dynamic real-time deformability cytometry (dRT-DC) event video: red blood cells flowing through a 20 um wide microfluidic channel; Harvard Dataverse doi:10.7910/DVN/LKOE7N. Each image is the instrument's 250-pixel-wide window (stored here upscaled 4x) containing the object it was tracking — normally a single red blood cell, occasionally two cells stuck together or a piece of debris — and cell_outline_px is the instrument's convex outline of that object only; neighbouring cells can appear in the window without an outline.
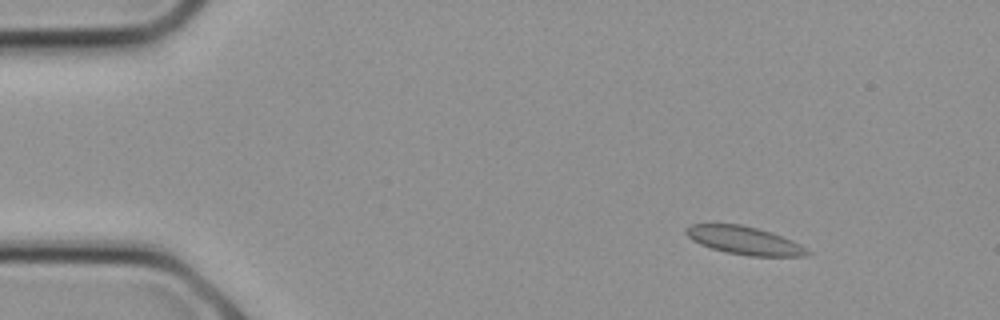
{"species": "common noctule bat (a hibernating species)", "species_latin": "Nyctalus noctula", "temperature_condition": "cold", "stored_images_in_passage": 16, "camera_frame_rate_fps": 3000, "um_per_image_px": 0.085, "animal": {"sex": "female", "body_mass_g": 21.9}, "frame": {"image": 1, "passage_image": 3, "time_ms": 0.667, "image_size_px": [1000, 320], "cell_outline_px": [[784, 240], [780, 256], [764, 256], [736, 252], [716, 248], [704, 244], [696, 240], [688, 232], [700, 224], [728, 224], [748, 228], [764, 232], [776, 236]], "centroid_in_image_um": [62.74, 20.35], "position_along_channel_um": 22.3, "area_um2": 14.85}}
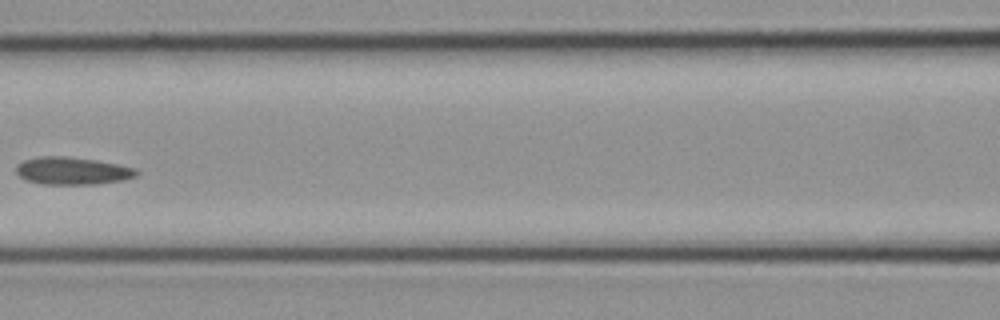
{"frame": {"image": 2, "passage_image": 11, "time_ms": 3.333, "image_size_px": [1000, 320], "cell_outline_px": [[132, 172], [128, 176], [108, 180], [36, 180], [24, 176], [20, 172], [20, 168], [24, 164], [32, 160], [80, 160], [128, 168]], "centroid_in_image_um": [6.11, 14.5], "position_along_channel_um": 160.5, "area_um2": 13.41}}
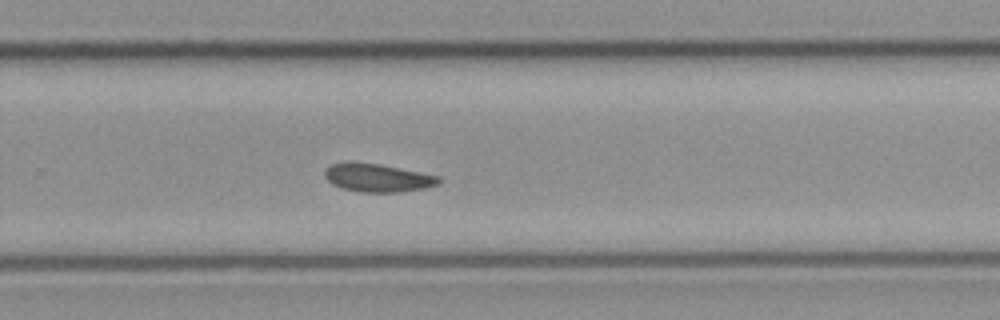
{"frame": {"image": 3, "passage_image": 16, "time_ms": 5.0, "image_size_px": [1000, 320], "cell_outline_px": [[436, 180], [432, 184], [412, 188], [352, 188], [336, 184], [328, 176], [328, 168], [336, 164], [368, 164], [392, 168], [432, 176]], "centroid_in_image_um": [31.99, 15.04], "position_along_channel_um": 297.8, "area_um2": 14.39}}